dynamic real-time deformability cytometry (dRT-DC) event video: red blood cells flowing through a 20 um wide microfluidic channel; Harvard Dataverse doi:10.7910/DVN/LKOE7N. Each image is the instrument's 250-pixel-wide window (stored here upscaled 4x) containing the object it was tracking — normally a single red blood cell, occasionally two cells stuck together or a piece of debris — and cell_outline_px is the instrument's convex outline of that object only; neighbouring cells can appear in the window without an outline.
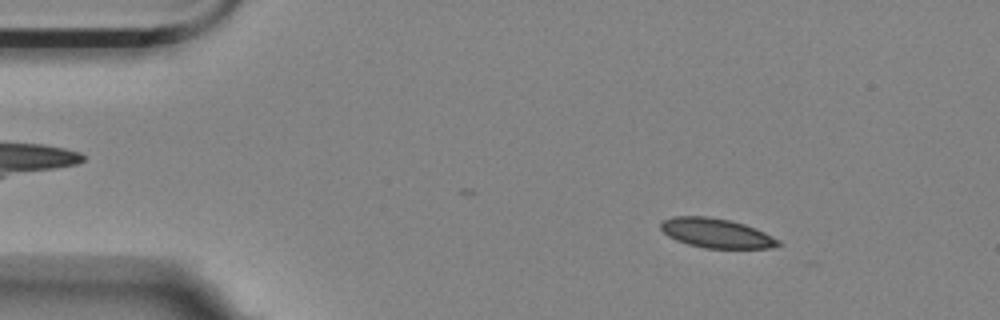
{"species": "Egyptian fruit bat (a non-hibernating species)", "species_latin": "Rousettus aegyptiacus", "temperature_condition": "room temperature", "stored_images_in_passage": 16, "camera_frame_rate_fps": 3000, "um_per_image_px": 0.085, "animal": {"sex": "female"}, "frame": {"image": 1, "passage_image": 7, "time_ms": 2.0, "image_size_px": [1000, 320], "cell_outline_px": [[784, 244], [776, 248], [704, 248], [688, 244], [676, 240], [668, 236], [660, 228], [660, 224], [664, 220], [672, 216], [708, 216], [728, 220], [744, 224], [756, 228], [780, 240]], "centroid_in_image_um": [60.92, 19.82], "position_along_channel_um": 24.1, "area_um2": 20.29}}
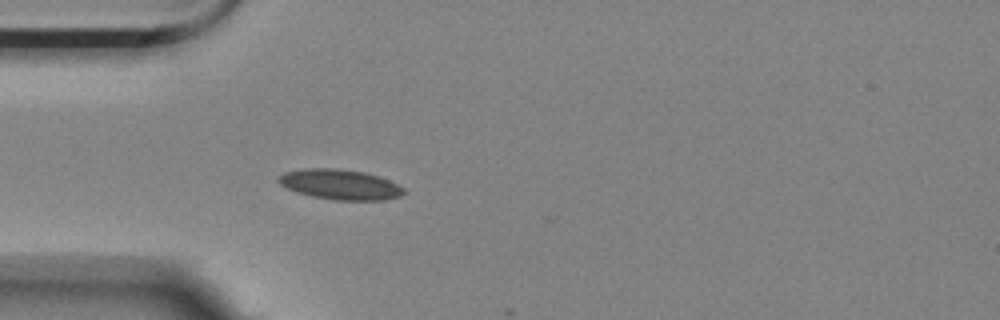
{"frame": {"image": 2, "passage_image": 15, "time_ms": 4.667, "image_size_px": [1000, 320], "cell_outline_px": [[404, 192], [400, 196], [384, 200], [332, 200], [312, 196], [296, 192], [280, 184], [276, 180], [284, 172], [304, 168], [332, 168], [364, 172], [388, 180], [404, 188]], "centroid_in_image_um": [28.87, 15.68], "position_along_channel_um": 56.1, "area_um2": 21.85}}